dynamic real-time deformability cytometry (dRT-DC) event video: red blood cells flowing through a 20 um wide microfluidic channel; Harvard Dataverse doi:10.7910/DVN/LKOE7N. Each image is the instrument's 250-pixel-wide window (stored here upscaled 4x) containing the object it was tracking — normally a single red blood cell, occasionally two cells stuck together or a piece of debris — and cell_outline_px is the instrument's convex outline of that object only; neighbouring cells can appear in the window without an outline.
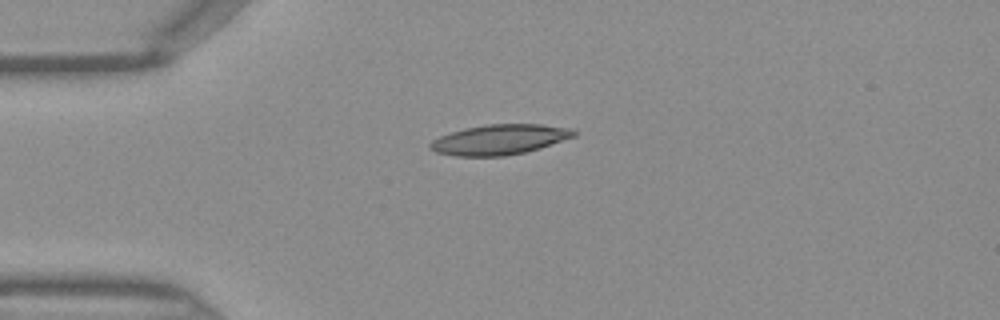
{"species": "Egyptian fruit bat (a non-hibernating species)", "species_latin": "Rousettus aegyptiacus", "temperature_condition": "warm", "stored_images_in_passage": 30, "camera_frame_rate_fps": 3000, "um_per_image_px": 0.085, "frame": {"image": 1, "passage_image": 1, "time_ms": 0.0, "image_size_px": [1000, 320], "cell_outline_px": [[576, 136], [540, 148], [524, 152], [504, 156], [456, 156], [436, 152], [428, 148], [428, 144], [432, 140], [440, 136], [464, 128], [488, 124], [540, 124], [572, 128], [576, 132]], "centroid_in_image_um": [42.45, 11.86], "position_along_channel_um": 42.5, "area_um2": 25.26}}
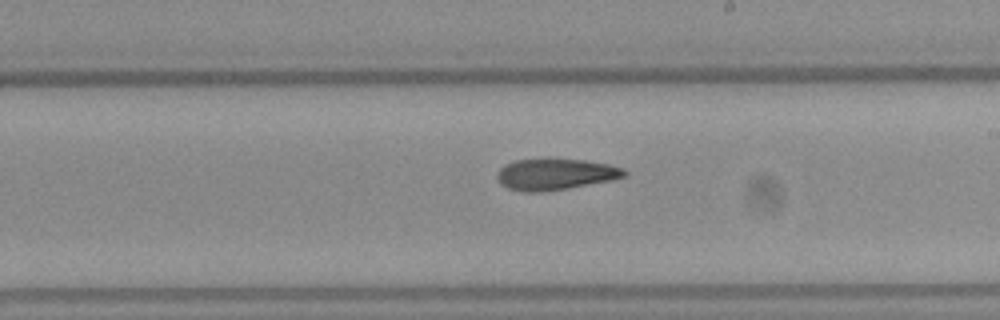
{"frame": {"image": 2, "passage_image": 16, "time_ms": 5.0, "image_size_px": [1000, 320], "cell_outline_px": [[628, 172], [624, 176], [612, 180], [540, 192], [524, 192], [508, 188], [500, 184], [496, 180], [496, 176], [500, 168], [504, 164], [516, 160], [552, 156], [584, 160], [608, 164], [624, 168]], "centroid_in_image_um": [47.16, 14.76], "position_along_channel_um": 241.8, "area_um2": 23.76}}
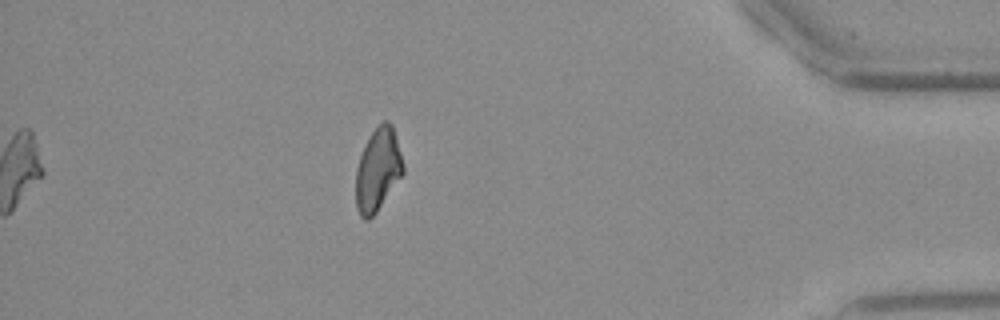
{"frame": {"image": 3, "passage_image": 30, "time_ms": 9.667, "image_size_px": [1000, 320], "cell_outline_px": [[404, 172], [376, 212], [368, 220], [364, 220], [360, 216], [356, 208], [356, 168], [360, 156], [372, 132], [384, 120], [388, 120], [392, 124], [404, 164]], "centroid_in_image_um": [32.11, 14.44], "position_along_channel_um": 403.1, "area_um2": 22.54}}